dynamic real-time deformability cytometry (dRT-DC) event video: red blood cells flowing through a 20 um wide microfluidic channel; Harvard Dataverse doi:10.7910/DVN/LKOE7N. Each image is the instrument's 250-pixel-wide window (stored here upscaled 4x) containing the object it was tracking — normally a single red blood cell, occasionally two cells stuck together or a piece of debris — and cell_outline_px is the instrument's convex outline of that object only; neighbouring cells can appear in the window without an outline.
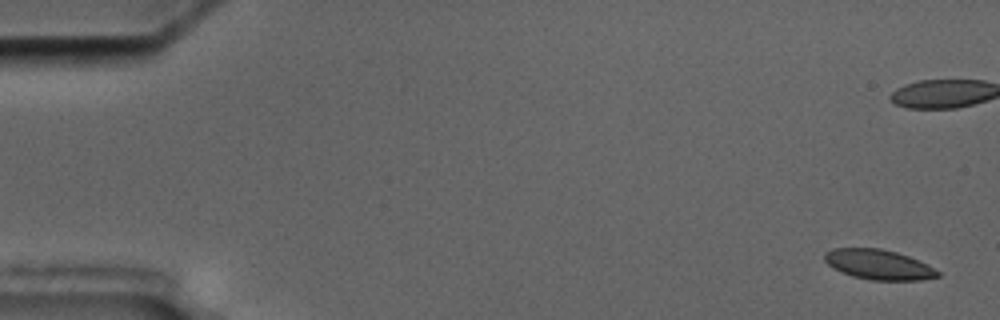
{"species": "common noctule bat (a hibernating species)", "species_latin": "Nyctalus noctula", "temperature_condition": "cold", "stored_images_in_passage": 18, "camera_frame_rate_fps": 3000, "um_per_image_px": 0.085, "animal": {"sex": "male", "body_mass_g": 17.5, "forearm_length_mm": 52.3}, "frame": {"image": 1, "passage_image": 1, "time_ms": 0.0, "image_size_px": [1000, 320], "cell_outline_px": [[940, 276], [920, 280], [872, 280], [852, 276], [828, 264], [824, 260], [824, 252], [832, 248], [880, 248], [896, 252], [908, 256], [928, 264], [940, 272]], "centroid_in_image_um": [74.7, 22.48], "position_along_channel_um": 10.3, "area_um2": 19.65}}
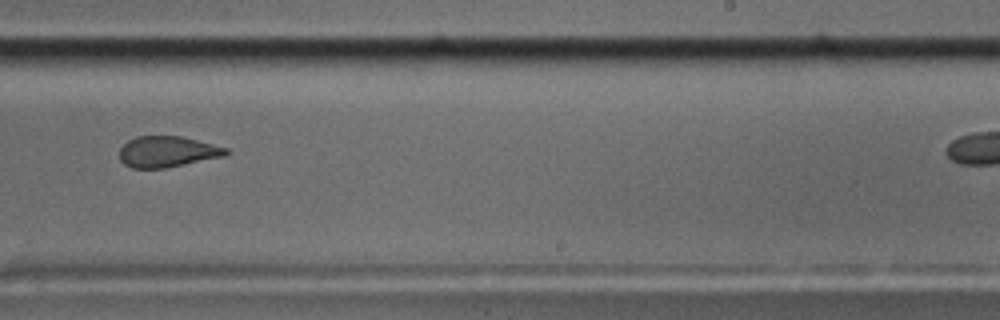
{"frame": {"image": 2, "passage_image": 11, "time_ms": 12.333, "image_size_px": [1000, 320], "cell_outline_px": [[232, 152], [228, 156], [164, 168], [132, 168], [124, 164], [120, 160], [120, 148], [128, 140], [136, 136], [180, 136], [228, 148]], "centroid_in_image_um": [14.26, 12.9], "position_along_channel_um": 274.7, "area_um2": 19.36}, "authors_computed_cell_mechanics": {"area_um2": 20.808, "velocity_mm_per_s": 3.4906, "shape_relaxation_time_tau1_ms": null, "shape_relaxation_time_tau2_ms": 3.7964, "deformation_change_tau1": null, "deformation_change_tau2": 0.0732}}